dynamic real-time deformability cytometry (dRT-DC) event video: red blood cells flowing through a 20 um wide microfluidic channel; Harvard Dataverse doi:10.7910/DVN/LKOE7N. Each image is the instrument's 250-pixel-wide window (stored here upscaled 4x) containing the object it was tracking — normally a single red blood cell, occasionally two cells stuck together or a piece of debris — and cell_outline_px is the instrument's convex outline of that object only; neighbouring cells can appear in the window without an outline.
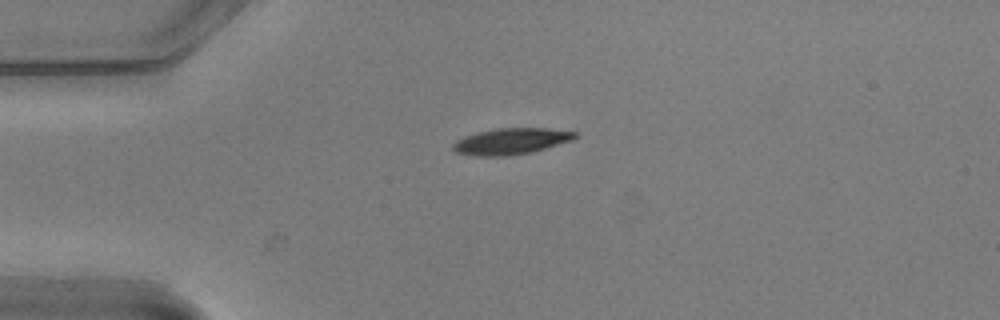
{"species": "common noctule bat (a hibernating species)", "species_latin": "Nyctalus noctula", "temperature_condition": "warm", "stored_images_in_passage": 42, "camera_frame_rate_fps": 3000, "um_per_image_px": 0.085, "animal": {"sex": "male", "body_mass_g": 20.5, "forearm_length_mm": 52.5}, "frame": {"image": 1, "passage_image": 1, "time_ms": 0.0, "image_size_px": [1000, 320], "cell_outline_px": [[580, 136], [572, 140], [544, 148], [528, 152], [508, 156], [476, 156], [456, 152], [452, 148], [452, 144], [456, 140], [464, 136], [476, 132], [496, 128], [548, 128], [576, 132]], "centroid_in_image_um": [43.41, 11.99], "position_along_channel_um": 41.6, "area_um2": 18.61}}
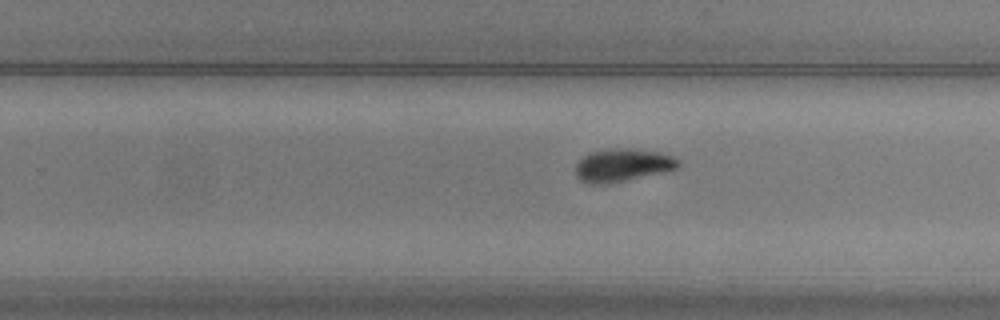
{"frame": {"image": 2, "passage_image": 22, "time_ms": 7.0, "image_size_px": [1000, 320], "cell_outline_px": [[680, 168], [624, 180], [600, 184], [588, 184], [580, 180], [576, 176], [576, 164], [588, 152], [608, 148], [628, 148], [660, 152], [672, 156], [680, 160]], "centroid_in_image_um": [52.91, 14.02], "position_along_channel_um": 276.9, "area_um2": 19.65}}
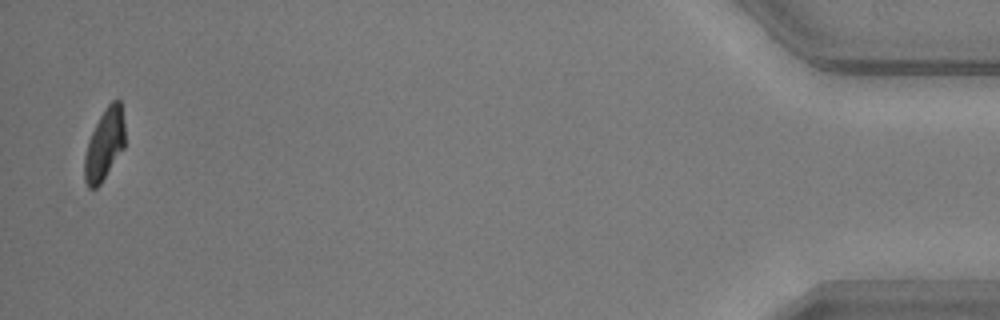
{"frame": {"image": 3, "passage_image": 41, "time_ms": 13.333, "image_size_px": [1000, 320], "cell_outline_px": [[124, 148], [100, 184], [96, 188], [88, 188], [84, 180], [84, 156], [88, 140], [104, 108], [112, 100], [120, 100], [124, 124]], "centroid_in_image_um": [8.86, 12.29], "position_along_channel_um": 426.3, "area_um2": 16.7}, "authors_computed_cell_mechanics": {"area_um2": 19.4497, "velocity_mm_per_s": 3.7291, "shape_relaxation_time_tau1_ms": 3.696, "shape_relaxation_time_tau2_ms": null, "deformation_change_tau1": 0.1721, "deformation_change_tau2": null}}